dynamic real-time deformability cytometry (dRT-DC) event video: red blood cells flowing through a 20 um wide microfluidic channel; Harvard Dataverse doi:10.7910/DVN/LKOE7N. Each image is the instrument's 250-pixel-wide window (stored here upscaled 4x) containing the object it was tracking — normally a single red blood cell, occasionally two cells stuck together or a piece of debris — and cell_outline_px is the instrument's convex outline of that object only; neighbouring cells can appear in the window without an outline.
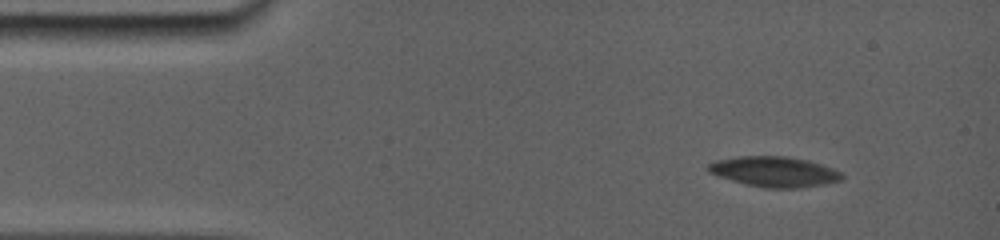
{"species": "common noctule bat (a hibernating species)", "species_latin": "Nyctalus noctula", "temperature_condition": "room temperature", "stored_images_in_passage": 42, "camera_frame_rate_fps": 5000, "um_per_image_px": 0.085, "animal": {"sex": "female", "body_mass_g": 19.0, "forearm_length_mm": 56.7}, "frame": {"image": 1, "passage_image": 7, "time_ms": 1.8, "image_size_px": [1000, 240], "cell_outline_px": [[844, 176], [840, 180], [824, 184], [796, 188], [764, 188], [732, 180], [708, 172], [708, 164], [724, 160], [752, 156], [776, 156], [800, 160], [816, 164], [840, 172]], "centroid_in_image_um": [65.81, 14.63], "position_along_channel_um": 19.2, "area_um2": 22.31}}
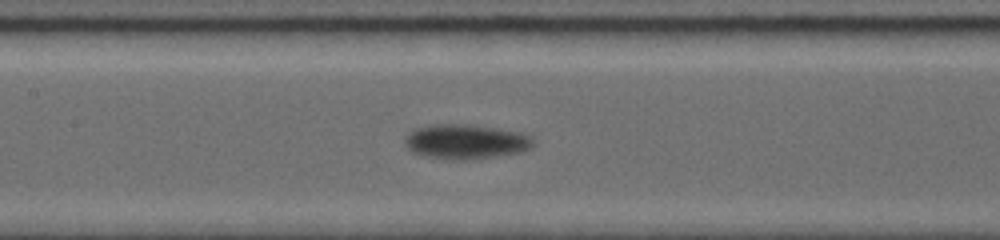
{"frame": {"image": 2, "passage_image": 26, "time_ms": 8.0, "image_size_px": [1000, 240], "cell_outline_px": [[528, 144], [524, 148], [516, 152], [488, 156], [432, 156], [416, 152], [408, 148], [408, 136], [412, 132], [424, 128], [480, 128], [508, 132], [524, 136], [528, 140]], "centroid_in_image_um": [39.52, 12.07], "position_along_channel_um": 167.9, "area_um2": 20.92}}
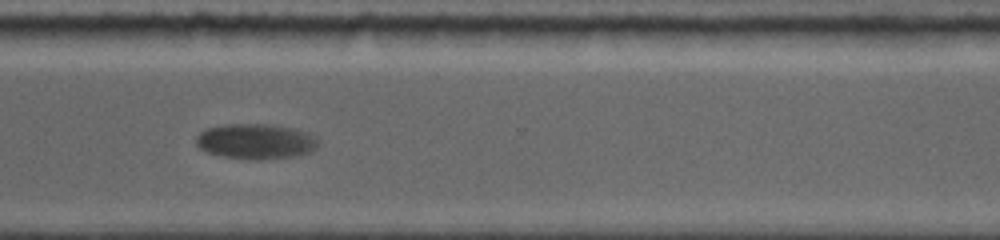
{"frame": {"image": 3, "passage_image": 41, "time_ms": 13.0, "image_size_px": [1000, 240], "cell_outline_px": [[320, 144], [312, 152], [296, 156], [256, 160], [224, 156], [204, 152], [196, 144], [196, 136], [200, 132], [208, 128], [224, 124], [272, 124], [296, 128], [308, 132], [316, 136], [320, 140]], "centroid_in_image_um": [21.8, 12.01], "position_along_channel_um": 348.8, "area_um2": 25.55}}